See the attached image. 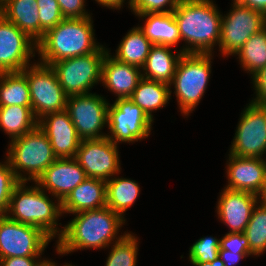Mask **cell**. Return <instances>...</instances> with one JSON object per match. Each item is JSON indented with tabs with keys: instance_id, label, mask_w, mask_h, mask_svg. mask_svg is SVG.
Masks as SVG:
<instances>
[{
	"instance_id": "3957f363",
	"label": "cell",
	"mask_w": 266,
	"mask_h": 266,
	"mask_svg": "<svg viewBox=\"0 0 266 266\" xmlns=\"http://www.w3.org/2000/svg\"><path fill=\"white\" fill-rule=\"evenodd\" d=\"M93 30L91 16L64 18L37 43L40 63L50 66L57 61L95 52L101 45L95 42Z\"/></svg>"
},
{
	"instance_id": "5b68a950",
	"label": "cell",
	"mask_w": 266,
	"mask_h": 266,
	"mask_svg": "<svg viewBox=\"0 0 266 266\" xmlns=\"http://www.w3.org/2000/svg\"><path fill=\"white\" fill-rule=\"evenodd\" d=\"M7 158L20 182L37 179L57 159L47 135L37 126L31 132L11 140ZM19 170V171H18ZM23 171L28 177L23 176Z\"/></svg>"
},
{
	"instance_id": "30bf717a",
	"label": "cell",
	"mask_w": 266,
	"mask_h": 266,
	"mask_svg": "<svg viewBox=\"0 0 266 266\" xmlns=\"http://www.w3.org/2000/svg\"><path fill=\"white\" fill-rule=\"evenodd\" d=\"M51 238L40 228L0 216V260L8 257L40 256Z\"/></svg>"
},
{
	"instance_id": "44dd1931",
	"label": "cell",
	"mask_w": 266,
	"mask_h": 266,
	"mask_svg": "<svg viewBox=\"0 0 266 266\" xmlns=\"http://www.w3.org/2000/svg\"><path fill=\"white\" fill-rule=\"evenodd\" d=\"M62 213L76 214L106 207V181L87 178L61 202Z\"/></svg>"
},
{
	"instance_id": "6da1fadb",
	"label": "cell",
	"mask_w": 266,
	"mask_h": 266,
	"mask_svg": "<svg viewBox=\"0 0 266 266\" xmlns=\"http://www.w3.org/2000/svg\"><path fill=\"white\" fill-rule=\"evenodd\" d=\"M125 221L107 206L76 213V217L59 230L56 250L63 255L86 248H106L115 238L118 241L125 235L116 237Z\"/></svg>"
},
{
	"instance_id": "4316f807",
	"label": "cell",
	"mask_w": 266,
	"mask_h": 266,
	"mask_svg": "<svg viewBox=\"0 0 266 266\" xmlns=\"http://www.w3.org/2000/svg\"><path fill=\"white\" fill-rule=\"evenodd\" d=\"M38 126L32 107L0 106V129L2 128L11 140L31 132Z\"/></svg>"
},
{
	"instance_id": "e575fe53",
	"label": "cell",
	"mask_w": 266,
	"mask_h": 266,
	"mask_svg": "<svg viewBox=\"0 0 266 266\" xmlns=\"http://www.w3.org/2000/svg\"><path fill=\"white\" fill-rule=\"evenodd\" d=\"M20 183L13 169L10 167L7 158L4 164L0 163V216L6 215L11 194L15 187Z\"/></svg>"
},
{
	"instance_id": "603a6c76",
	"label": "cell",
	"mask_w": 266,
	"mask_h": 266,
	"mask_svg": "<svg viewBox=\"0 0 266 266\" xmlns=\"http://www.w3.org/2000/svg\"><path fill=\"white\" fill-rule=\"evenodd\" d=\"M0 14L36 43L39 42V8L36 0H7L0 7Z\"/></svg>"
},
{
	"instance_id": "4dcf8cb0",
	"label": "cell",
	"mask_w": 266,
	"mask_h": 266,
	"mask_svg": "<svg viewBox=\"0 0 266 266\" xmlns=\"http://www.w3.org/2000/svg\"><path fill=\"white\" fill-rule=\"evenodd\" d=\"M259 203L261 206H254L244 231L249 242L250 253L257 256L266 251V204Z\"/></svg>"
},
{
	"instance_id": "cb8c5ba5",
	"label": "cell",
	"mask_w": 266,
	"mask_h": 266,
	"mask_svg": "<svg viewBox=\"0 0 266 266\" xmlns=\"http://www.w3.org/2000/svg\"><path fill=\"white\" fill-rule=\"evenodd\" d=\"M147 17L144 26L139 28L153 45L176 46L180 42L178 24L173 13H145L137 15Z\"/></svg>"
},
{
	"instance_id": "e0dca14e",
	"label": "cell",
	"mask_w": 266,
	"mask_h": 266,
	"mask_svg": "<svg viewBox=\"0 0 266 266\" xmlns=\"http://www.w3.org/2000/svg\"><path fill=\"white\" fill-rule=\"evenodd\" d=\"M38 126L47 135L57 158L75 157L81 139L66 110L44 115Z\"/></svg>"
},
{
	"instance_id": "ab89813d",
	"label": "cell",
	"mask_w": 266,
	"mask_h": 266,
	"mask_svg": "<svg viewBox=\"0 0 266 266\" xmlns=\"http://www.w3.org/2000/svg\"><path fill=\"white\" fill-rule=\"evenodd\" d=\"M35 258H39V256H16L2 258L0 260V266H37L41 259L37 260Z\"/></svg>"
},
{
	"instance_id": "2e32d148",
	"label": "cell",
	"mask_w": 266,
	"mask_h": 266,
	"mask_svg": "<svg viewBox=\"0 0 266 266\" xmlns=\"http://www.w3.org/2000/svg\"><path fill=\"white\" fill-rule=\"evenodd\" d=\"M85 179V171L75 158H57L35 184L62 202Z\"/></svg>"
},
{
	"instance_id": "f6af8a7d",
	"label": "cell",
	"mask_w": 266,
	"mask_h": 266,
	"mask_svg": "<svg viewBox=\"0 0 266 266\" xmlns=\"http://www.w3.org/2000/svg\"><path fill=\"white\" fill-rule=\"evenodd\" d=\"M69 264H65L64 266H68ZM37 266H56L55 262H51L49 260L40 261Z\"/></svg>"
},
{
	"instance_id": "52a82bcc",
	"label": "cell",
	"mask_w": 266,
	"mask_h": 266,
	"mask_svg": "<svg viewBox=\"0 0 266 266\" xmlns=\"http://www.w3.org/2000/svg\"><path fill=\"white\" fill-rule=\"evenodd\" d=\"M109 51L101 45L95 52L52 63L50 66L67 96L88 94L101 82L102 66Z\"/></svg>"
},
{
	"instance_id": "4fadbf2b",
	"label": "cell",
	"mask_w": 266,
	"mask_h": 266,
	"mask_svg": "<svg viewBox=\"0 0 266 266\" xmlns=\"http://www.w3.org/2000/svg\"><path fill=\"white\" fill-rule=\"evenodd\" d=\"M264 153H266V106L251 102L241 113L230 154L261 158Z\"/></svg>"
},
{
	"instance_id": "ba28073f",
	"label": "cell",
	"mask_w": 266,
	"mask_h": 266,
	"mask_svg": "<svg viewBox=\"0 0 266 266\" xmlns=\"http://www.w3.org/2000/svg\"><path fill=\"white\" fill-rule=\"evenodd\" d=\"M21 72L28 81L32 112L37 120L46 114L66 110L68 96L51 66L39 62Z\"/></svg>"
},
{
	"instance_id": "f35d334b",
	"label": "cell",
	"mask_w": 266,
	"mask_h": 266,
	"mask_svg": "<svg viewBox=\"0 0 266 266\" xmlns=\"http://www.w3.org/2000/svg\"><path fill=\"white\" fill-rule=\"evenodd\" d=\"M253 77V78H252ZM254 88L256 90V98L251 102L257 105L266 106V67L259 70L251 76Z\"/></svg>"
},
{
	"instance_id": "60d3db41",
	"label": "cell",
	"mask_w": 266,
	"mask_h": 266,
	"mask_svg": "<svg viewBox=\"0 0 266 266\" xmlns=\"http://www.w3.org/2000/svg\"><path fill=\"white\" fill-rule=\"evenodd\" d=\"M220 258L224 262V266H233L240 260L252 255L250 252H231L225 249H219Z\"/></svg>"
},
{
	"instance_id": "7c38bea8",
	"label": "cell",
	"mask_w": 266,
	"mask_h": 266,
	"mask_svg": "<svg viewBox=\"0 0 266 266\" xmlns=\"http://www.w3.org/2000/svg\"><path fill=\"white\" fill-rule=\"evenodd\" d=\"M103 98L90 92L67 97L66 111L81 140L107 137L100 133L108 123L109 103Z\"/></svg>"
},
{
	"instance_id": "7402d4cb",
	"label": "cell",
	"mask_w": 266,
	"mask_h": 266,
	"mask_svg": "<svg viewBox=\"0 0 266 266\" xmlns=\"http://www.w3.org/2000/svg\"><path fill=\"white\" fill-rule=\"evenodd\" d=\"M171 46L153 45L150 48L142 70L143 78L162 82L171 86L179 60L183 56L180 51L177 54L170 51ZM174 54V55H173Z\"/></svg>"
},
{
	"instance_id": "8fae6325",
	"label": "cell",
	"mask_w": 266,
	"mask_h": 266,
	"mask_svg": "<svg viewBox=\"0 0 266 266\" xmlns=\"http://www.w3.org/2000/svg\"><path fill=\"white\" fill-rule=\"evenodd\" d=\"M153 120L130 98L116 99L108 107V128L111 135L107 138L118 142H135L147 138L151 132Z\"/></svg>"
},
{
	"instance_id": "277c9868",
	"label": "cell",
	"mask_w": 266,
	"mask_h": 266,
	"mask_svg": "<svg viewBox=\"0 0 266 266\" xmlns=\"http://www.w3.org/2000/svg\"><path fill=\"white\" fill-rule=\"evenodd\" d=\"M26 183L20 182L13 190L6 216L19 223L40 228L51 239L57 234L59 239L60 233L56 226L58 217L62 215L61 201L55 204L44 189L37 184L28 188Z\"/></svg>"
},
{
	"instance_id": "9c48e42d",
	"label": "cell",
	"mask_w": 266,
	"mask_h": 266,
	"mask_svg": "<svg viewBox=\"0 0 266 266\" xmlns=\"http://www.w3.org/2000/svg\"><path fill=\"white\" fill-rule=\"evenodd\" d=\"M266 26V15L234 0L227 16H222L219 50L222 55L236 54L243 44Z\"/></svg>"
},
{
	"instance_id": "ac0fdd59",
	"label": "cell",
	"mask_w": 266,
	"mask_h": 266,
	"mask_svg": "<svg viewBox=\"0 0 266 266\" xmlns=\"http://www.w3.org/2000/svg\"><path fill=\"white\" fill-rule=\"evenodd\" d=\"M227 165L229 190L260 195L266 181V161L262 158L239 157L229 154Z\"/></svg>"
},
{
	"instance_id": "d590c367",
	"label": "cell",
	"mask_w": 266,
	"mask_h": 266,
	"mask_svg": "<svg viewBox=\"0 0 266 266\" xmlns=\"http://www.w3.org/2000/svg\"><path fill=\"white\" fill-rule=\"evenodd\" d=\"M181 0H129L130 9L134 14L170 13L173 12ZM169 5L168 9H163Z\"/></svg>"
},
{
	"instance_id": "ee69618b",
	"label": "cell",
	"mask_w": 266,
	"mask_h": 266,
	"mask_svg": "<svg viewBox=\"0 0 266 266\" xmlns=\"http://www.w3.org/2000/svg\"><path fill=\"white\" fill-rule=\"evenodd\" d=\"M192 264L194 266H224V262L222 261L219 255L212 262L207 261L203 263H192Z\"/></svg>"
},
{
	"instance_id": "d6a6232c",
	"label": "cell",
	"mask_w": 266,
	"mask_h": 266,
	"mask_svg": "<svg viewBox=\"0 0 266 266\" xmlns=\"http://www.w3.org/2000/svg\"><path fill=\"white\" fill-rule=\"evenodd\" d=\"M39 8V41L44 34L60 23L64 16L57 0H36Z\"/></svg>"
},
{
	"instance_id": "d4e9b609",
	"label": "cell",
	"mask_w": 266,
	"mask_h": 266,
	"mask_svg": "<svg viewBox=\"0 0 266 266\" xmlns=\"http://www.w3.org/2000/svg\"><path fill=\"white\" fill-rule=\"evenodd\" d=\"M170 89L168 84L142 78L130 99L153 120L152 111L165 107L171 97Z\"/></svg>"
},
{
	"instance_id": "d6986e66",
	"label": "cell",
	"mask_w": 266,
	"mask_h": 266,
	"mask_svg": "<svg viewBox=\"0 0 266 266\" xmlns=\"http://www.w3.org/2000/svg\"><path fill=\"white\" fill-rule=\"evenodd\" d=\"M259 196L245 191L223 189L217 205V214L231 229V233H244Z\"/></svg>"
},
{
	"instance_id": "484cf974",
	"label": "cell",
	"mask_w": 266,
	"mask_h": 266,
	"mask_svg": "<svg viewBox=\"0 0 266 266\" xmlns=\"http://www.w3.org/2000/svg\"><path fill=\"white\" fill-rule=\"evenodd\" d=\"M152 46L143 31L139 27H134L122 39L113 57L119 62L142 69Z\"/></svg>"
},
{
	"instance_id": "f546056e",
	"label": "cell",
	"mask_w": 266,
	"mask_h": 266,
	"mask_svg": "<svg viewBox=\"0 0 266 266\" xmlns=\"http://www.w3.org/2000/svg\"><path fill=\"white\" fill-rule=\"evenodd\" d=\"M235 55L252 76L266 67V26L253 34Z\"/></svg>"
},
{
	"instance_id": "836d02e7",
	"label": "cell",
	"mask_w": 266,
	"mask_h": 266,
	"mask_svg": "<svg viewBox=\"0 0 266 266\" xmlns=\"http://www.w3.org/2000/svg\"><path fill=\"white\" fill-rule=\"evenodd\" d=\"M220 239L214 237H203L197 240L189 251L191 263L212 262L219 254Z\"/></svg>"
},
{
	"instance_id": "f1b7e54d",
	"label": "cell",
	"mask_w": 266,
	"mask_h": 266,
	"mask_svg": "<svg viewBox=\"0 0 266 266\" xmlns=\"http://www.w3.org/2000/svg\"><path fill=\"white\" fill-rule=\"evenodd\" d=\"M18 105L31 107L26 76L21 71L0 73V106Z\"/></svg>"
},
{
	"instance_id": "8992f818",
	"label": "cell",
	"mask_w": 266,
	"mask_h": 266,
	"mask_svg": "<svg viewBox=\"0 0 266 266\" xmlns=\"http://www.w3.org/2000/svg\"><path fill=\"white\" fill-rule=\"evenodd\" d=\"M212 54L184 53L178 62L171 85L177 102L186 116L204 95L211 73Z\"/></svg>"
},
{
	"instance_id": "9a60e30c",
	"label": "cell",
	"mask_w": 266,
	"mask_h": 266,
	"mask_svg": "<svg viewBox=\"0 0 266 266\" xmlns=\"http://www.w3.org/2000/svg\"><path fill=\"white\" fill-rule=\"evenodd\" d=\"M34 50L37 43L0 14V73L20 72L30 66Z\"/></svg>"
},
{
	"instance_id": "ffe728a7",
	"label": "cell",
	"mask_w": 266,
	"mask_h": 266,
	"mask_svg": "<svg viewBox=\"0 0 266 266\" xmlns=\"http://www.w3.org/2000/svg\"><path fill=\"white\" fill-rule=\"evenodd\" d=\"M108 52L102 66V79L110 91L117 94V98H130L133 91L143 78L140 68L117 61Z\"/></svg>"
},
{
	"instance_id": "83f0119b",
	"label": "cell",
	"mask_w": 266,
	"mask_h": 266,
	"mask_svg": "<svg viewBox=\"0 0 266 266\" xmlns=\"http://www.w3.org/2000/svg\"><path fill=\"white\" fill-rule=\"evenodd\" d=\"M140 192L138 183L127 178L106 181V206L121 217L136 201Z\"/></svg>"
},
{
	"instance_id": "7a4b0ae2",
	"label": "cell",
	"mask_w": 266,
	"mask_h": 266,
	"mask_svg": "<svg viewBox=\"0 0 266 266\" xmlns=\"http://www.w3.org/2000/svg\"><path fill=\"white\" fill-rule=\"evenodd\" d=\"M172 13L181 40L188 43L181 51L212 54L214 45H219L221 37L222 15L217 6L211 0H181Z\"/></svg>"
},
{
	"instance_id": "74e56055",
	"label": "cell",
	"mask_w": 266,
	"mask_h": 266,
	"mask_svg": "<svg viewBox=\"0 0 266 266\" xmlns=\"http://www.w3.org/2000/svg\"><path fill=\"white\" fill-rule=\"evenodd\" d=\"M64 18H86L90 14L84 9V0H57Z\"/></svg>"
},
{
	"instance_id": "bcb514c9",
	"label": "cell",
	"mask_w": 266,
	"mask_h": 266,
	"mask_svg": "<svg viewBox=\"0 0 266 266\" xmlns=\"http://www.w3.org/2000/svg\"><path fill=\"white\" fill-rule=\"evenodd\" d=\"M259 200H261L259 202L266 204V181H265L264 189H263L262 193L259 195Z\"/></svg>"
},
{
	"instance_id": "1f68e13d",
	"label": "cell",
	"mask_w": 266,
	"mask_h": 266,
	"mask_svg": "<svg viewBox=\"0 0 266 266\" xmlns=\"http://www.w3.org/2000/svg\"><path fill=\"white\" fill-rule=\"evenodd\" d=\"M113 243V247L106 260V266H136L138 242L131 233L125 235Z\"/></svg>"
},
{
	"instance_id": "7bdbcfd3",
	"label": "cell",
	"mask_w": 266,
	"mask_h": 266,
	"mask_svg": "<svg viewBox=\"0 0 266 266\" xmlns=\"http://www.w3.org/2000/svg\"><path fill=\"white\" fill-rule=\"evenodd\" d=\"M100 5L109 7L111 9H120L123 5L124 0H95Z\"/></svg>"
},
{
	"instance_id": "7dc6e473",
	"label": "cell",
	"mask_w": 266,
	"mask_h": 266,
	"mask_svg": "<svg viewBox=\"0 0 266 266\" xmlns=\"http://www.w3.org/2000/svg\"><path fill=\"white\" fill-rule=\"evenodd\" d=\"M7 0H0V7L6 2Z\"/></svg>"
},
{
	"instance_id": "8d00e7d4",
	"label": "cell",
	"mask_w": 266,
	"mask_h": 266,
	"mask_svg": "<svg viewBox=\"0 0 266 266\" xmlns=\"http://www.w3.org/2000/svg\"><path fill=\"white\" fill-rule=\"evenodd\" d=\"M231 252H250L249 242L244 233H227L220 239V248Z\"/></svg>"
},
{
	"instance_id": "5bb4252c",
	"label": "cell",
	"mask_w": 266,
	"mask_h": 266,
	"mask_svg": "<svg viewBox=\"0 0 266 266\" xmlns=\"http://www.w3.org/2000/svg\"><path fill=\"white\" fill-rule=\"evenodd\" d=\"M117 145L107 137L81 140L74 158L87 178L107 181L120 172Z\"/></svg>"
},
{
	"instance_id": "b9f144b4",
	"label": "cell",
	"mask_w": 266,
	"mask_h": 266,
	"mask_svg": "<svg viewBox=\"0 0 266 266\" xmlns=\"http://www.w3.org/2000/svg\"><path fill=\"white\" fill-rule=\"evenodd\" d=\"M239 4L263 12L266 15V0H235Z\"/></svg>"
}]
</instances>
